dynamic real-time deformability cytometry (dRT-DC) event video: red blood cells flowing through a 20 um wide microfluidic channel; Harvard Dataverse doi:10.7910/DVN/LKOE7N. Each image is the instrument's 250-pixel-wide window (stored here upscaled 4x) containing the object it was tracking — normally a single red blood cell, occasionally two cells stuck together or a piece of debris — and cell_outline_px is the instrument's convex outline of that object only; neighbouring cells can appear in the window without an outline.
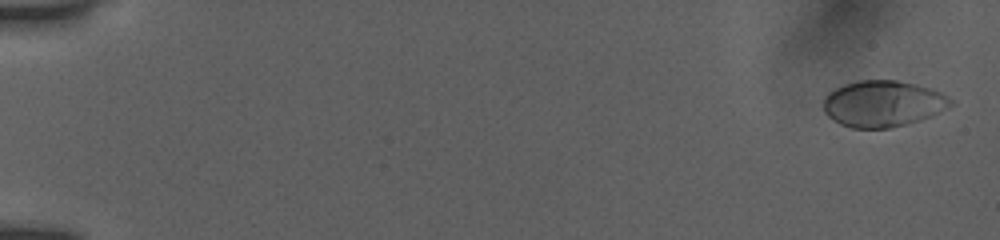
{"species": "human", "species_latin": "Homo sapiens", "temperature_condition": "room temperature", "stored_images_in_passage": 22, "camera_frame_rate_fps": 3000, "um_per_image_px": 0.085, "donor": {"sex": "female"}, "frame": {"image": 1, "passage_image": 1, "time_ms": 0.0, "image_size_px": [1000, 240], "cell_outline_px": [[956, 104], [932, 116], [908, 124], [892, 128], [852, 128], [840, 124], [832, 120], [824, 112], [824, 96], [832, 88], [844, 84], [860, 80], [896, 80], [916, 84], [932, 88], [956, 100]], "centroid_in_image_um": [75.08, 8.81], "position_along_channel_um": 9.9, "area_um2": 34.97}}
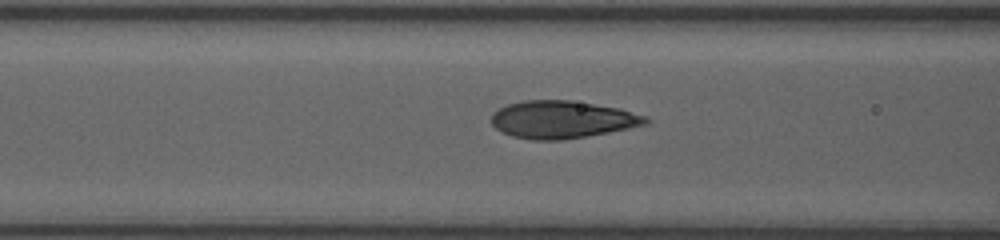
{"frame": {"image": 2, "passage_image": 17, "time_ms": 7.333, "image_size_px": [1000, 240], "cell_outline_px": [[652, 120], [648, 124], [608, 132], [560, 140], [532, 140], [512, 136], [496, 128], [492, 124], [492, 112], [508, 104], [524, 100], [572, 100], [620, 108], [648, 116]], "centroid_in_image_um": [47.82, 10.15], "position_along_channel_um": 118.8, "area_um2": 33.76}}
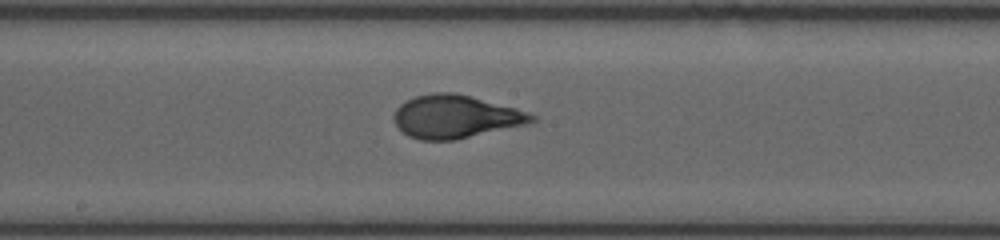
{"frame": {"image": 3, "passage_image": 22, "time_ms": 9.667, "image_size_px": [1000, 240], "cell_outline_px": [[536, 120], [524, 124], [456, 140], [420, 140], [408, 136], [392, 120], [392, 116], [396, 108], [404, 100], [416, 96], [432, 92], [452, 92], [516, 108], [528, 112], [536, 116]], "centroid_in_image_um": [38.65, 9.91], "position_along_channel_um": 209.5, "area_um2": 34.33}}